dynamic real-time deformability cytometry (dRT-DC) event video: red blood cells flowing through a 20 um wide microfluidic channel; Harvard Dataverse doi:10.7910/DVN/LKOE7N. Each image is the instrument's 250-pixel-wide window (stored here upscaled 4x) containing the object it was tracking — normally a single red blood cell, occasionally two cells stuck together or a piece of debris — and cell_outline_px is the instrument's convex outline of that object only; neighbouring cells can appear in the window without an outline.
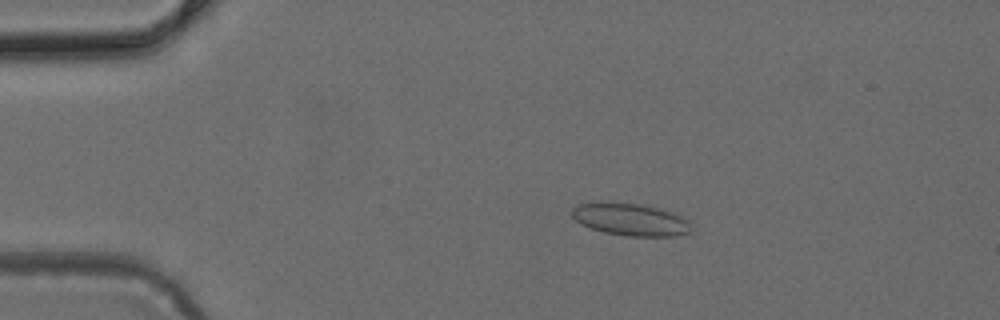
{"species": "common noctule bat (a hibernating species)", "species_latin": "Nyctalus noctula", "temperature_condition": "cold", "stored_images_in_passage": 49, "camera_frame_rate_fps": 3000, "um_per_image_px": 0.085, "animal": {"sex": "female", "body_mass_g": 24.6, "forearm_length_mm": 56.2}, "frame": {"image": 1, "passage_image": 10, "time_ms": 3.0, "image_size_px": [1000, 320], "cell_outline_px": [[692, 232], [672, 236], [628, 236], [604, 232], [580, 224], [572, 216], [572, 208], [580, 204], [600, 200], [608, 200], [640, 204], [664, 208], [676, 212], [688, 220], [692, 228]], "centroid_in_image_um": [53.61, 18.62], "position_along_channel_um": 31.4, "area_um2": 23.18}}
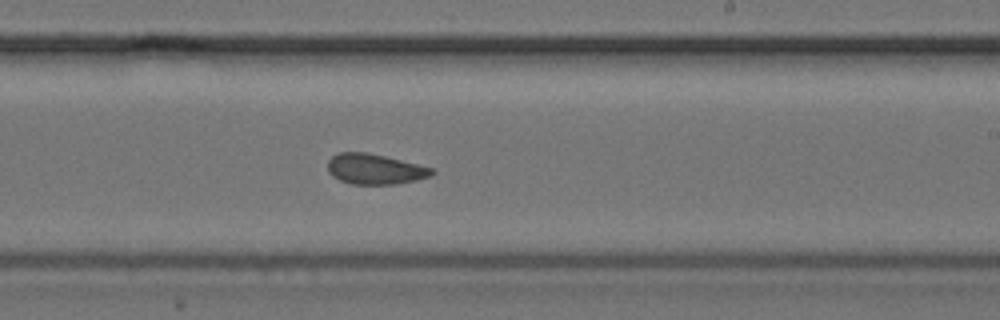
{"frame": {"image": 2, "passage_image": 30, "time_ms": 9.667, "image_size_px": [1000, 320], "cell_outline_px": [[436, 172], [432, 176], [416, 180], [396, 184], [352, 184], [340, 180], [332, 176], [328, 172], [328, 160], [332, 156], [340, 152], [368, 152], [432, 168]], "centroid_in_image_um": [31.85, 14.37], "position_along_channel_um": 257.1, "area_um2": 18.38}}
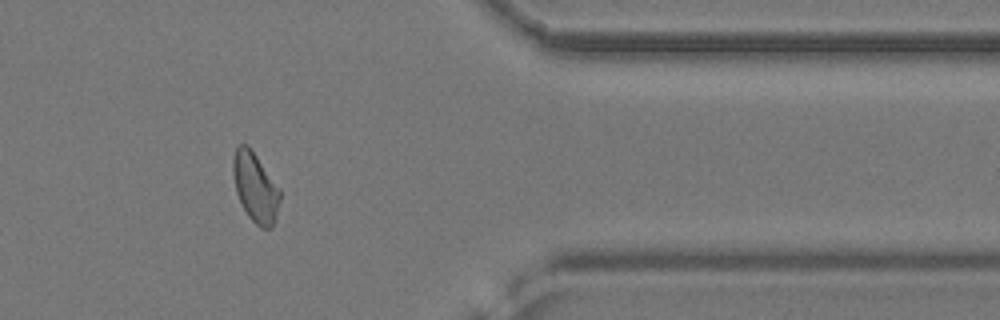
{"frame": {"image": 3, "passage_image": 41, "time_ms": 13.333, "image_size_px": [1000, 320], "cell_outline_px": [[280, 200], [276, 220], [268, 228], [260, 228], [248, 216], [236, 192], [232, 172], [232, 160], [236, 148], [240, 144], [248, 144], [280, 188]], "centroid_in_image_um": [21.7, 15.9], "position_along_channel_um": 389.7, "area_um2": 19.02}}